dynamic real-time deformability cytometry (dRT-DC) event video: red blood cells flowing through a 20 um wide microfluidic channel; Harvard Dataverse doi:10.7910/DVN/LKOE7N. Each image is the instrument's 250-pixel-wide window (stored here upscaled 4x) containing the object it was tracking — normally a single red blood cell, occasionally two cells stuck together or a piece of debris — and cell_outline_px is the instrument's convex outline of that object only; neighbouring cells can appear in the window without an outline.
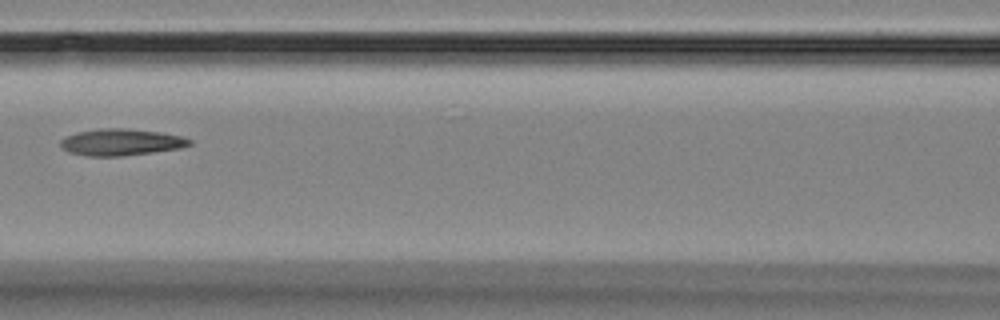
{"species": "Egyptian fruit bat (a non-hibernating species)", "species_latin": "Rousettus aegyptiacus", "temperature_condition": "room temperature", "stored_images_in_passage": 15, "segment_of_instrument_passage": [1, 2], "camera_frame_rate_fps": 3000, "um_per_image_px": 0.085, "animal": {"sex": "female"}, "frame": {"image": 1, "passage_image": 5, "time_ms": 4.667, "image_size_px": [1000, 320], "cell_outline_px": [[192, 144], [180, 148], [152, 152], [120, 156], [88, 156], [68, 152], [60, 144], [60, 140], [76, 132], [100, 128], [128, 128], [160, 132], [180, 136], [192, 140]], "centroid_in_image_um": [10.29, 12.08], "position_along_channel_um": 156.3, "area_um2": 19.94}}
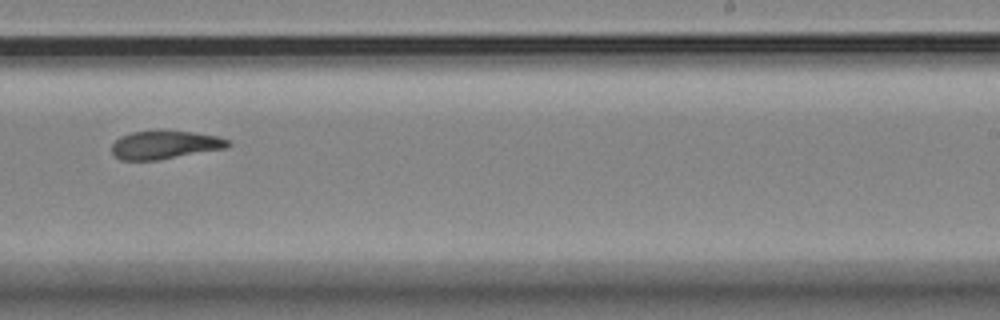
{"frame": {"image": 2, "passage_image": 8, "time_ms": 8.0, "image_size_px": [1000, 320], "cell_outline_px": [[232, 144], [228, 148], [156, 160], [120, 160], [112, 152], [112, 144], [120, 136], [132, 132], [156, 128], [192, 132], [216, 136], [228, 140]], "centroid_in_image_um": [14.01, 12.28], "position_along_channel_um": 275.0, "area_um2": 19.59}}
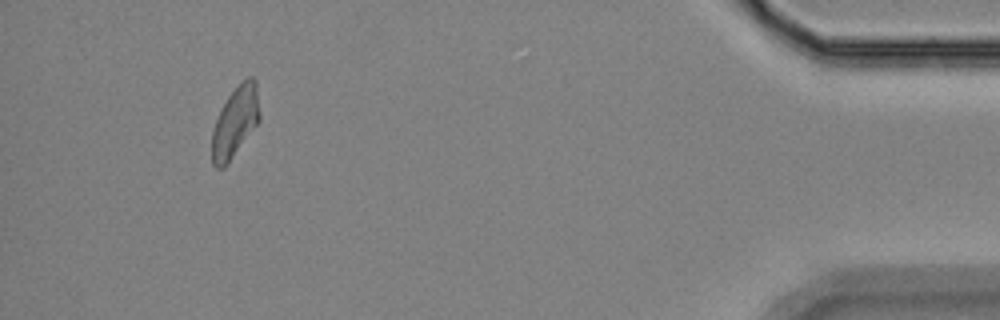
{"frame": {"image": 3, "passage_image": 13, "time_ms": 13.667, "image_size_px": [1000, 320], "cell_outline_px": [[260, 120], [224, 168], [216, 168], [212, 164], [212, 132], [216, 120], [228, 96], [248, 76], [252, 76], [256, 80], [260, 112]], "centroid_in_image_um": [20.0, 10.37], "position_along_channel_um": 415.2, "area_um2": 19.31}}